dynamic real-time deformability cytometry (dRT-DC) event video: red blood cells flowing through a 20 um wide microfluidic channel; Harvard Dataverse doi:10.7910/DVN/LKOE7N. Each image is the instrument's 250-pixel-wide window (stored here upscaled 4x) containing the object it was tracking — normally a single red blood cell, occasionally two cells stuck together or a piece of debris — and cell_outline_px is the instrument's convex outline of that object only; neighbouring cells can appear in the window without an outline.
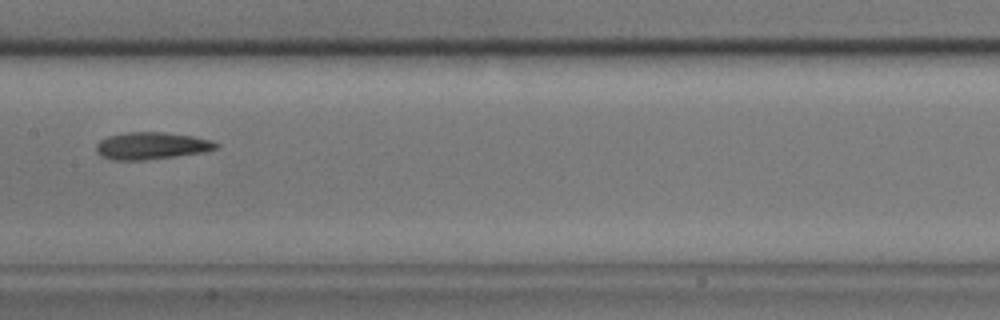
{"species": "common noctule bat (a hibernating species)", "species_latin": "Nyctalus noctula", "temperature_condition": "cold", "stored_images_in_passage": 6, "camera_frame_rate_fps": 3000, "um_per_image_px": 0.085, "animal": {"sex": "male", "body_mass_g": 17.9}, "frame": {"image": 1, "passage_image": 4, "time_ms": 1.0, "image_size_px": [1000, 320], "cell_outline_px": [[220, 144], [216, 148], [204, 152], [148, 160], [112, 160], [100, 156], [96, 152], [96, 144], [100, 140], [108, 136], [128, 132], [164, 132], [192, 136], [212, 140]], "centroid_in_image_um": [12.86, 12.4], "position_along_channel_um": 194.5, "area_um2": 19.07}}
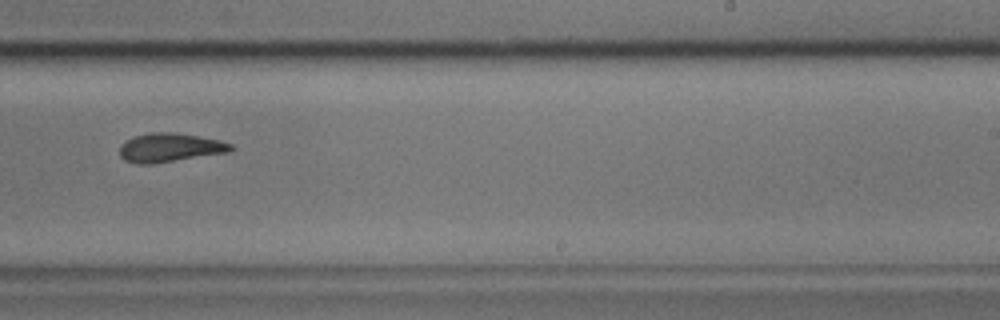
{"frame": {"image": 2, "passage_image": 6, "time_ms": 1.667, "image_size_px": [1000, 320], "cell_outline_px": [[236, 148], [228, 152], [152, 164], [136, 164], [124, 160], [120, 156], [120, 144], [124, 140], [132, 136], [152, 132], [172, 132], [220, 140], [232, 144]], "centroid_in_image_um": [14.4, 12.54], "position_along_channel_um": 274.6, "area_um2": 18.79}}